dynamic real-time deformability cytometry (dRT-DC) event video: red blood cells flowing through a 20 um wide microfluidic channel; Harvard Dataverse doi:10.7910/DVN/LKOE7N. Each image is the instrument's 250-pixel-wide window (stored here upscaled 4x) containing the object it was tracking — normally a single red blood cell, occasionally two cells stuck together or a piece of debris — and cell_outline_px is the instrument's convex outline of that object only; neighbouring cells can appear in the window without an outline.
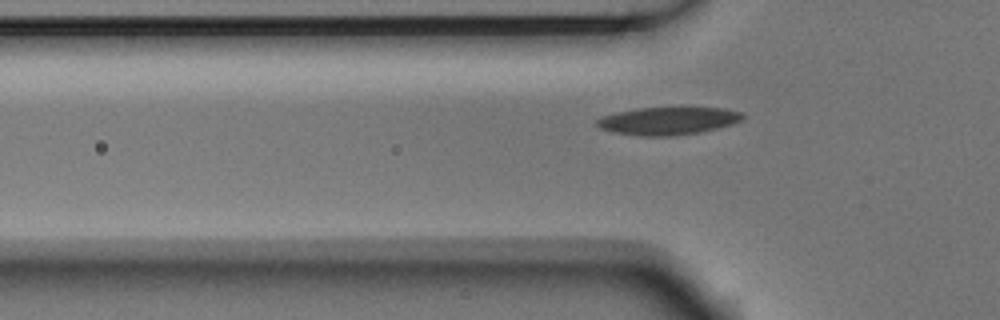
{"species": "Egyptian fruit bat (a non-hibernating species)", "species_latin": "Rousettus aegyptiacus", "temperature_condition": "room temperature", "stored_images_in_passage": 6, "segment_of_instrument_passage": [2, 2], "camera_frame_rate_fps": 3000, "um_per_image_px": 0.085, "animal": {"sex": "male"}, "frame": {"image": 1, "passage_image": 6, "time_ms": 1.667, "image_size_px": [1000, 320], "cell_outline_px": [[744, 116], [740, 120], [732, 124], [700, 132], [672, 136], [640, 136], [612, 132], [600, 128], [596, 124], [596, 120], [604, 116], [616, 112], [636, 108], [724, 108], [740, 112]], "centroid_in_image_um": [56.74, 10.28], "position_along_channel_um": 69.1, "area_um2": 23.35}}